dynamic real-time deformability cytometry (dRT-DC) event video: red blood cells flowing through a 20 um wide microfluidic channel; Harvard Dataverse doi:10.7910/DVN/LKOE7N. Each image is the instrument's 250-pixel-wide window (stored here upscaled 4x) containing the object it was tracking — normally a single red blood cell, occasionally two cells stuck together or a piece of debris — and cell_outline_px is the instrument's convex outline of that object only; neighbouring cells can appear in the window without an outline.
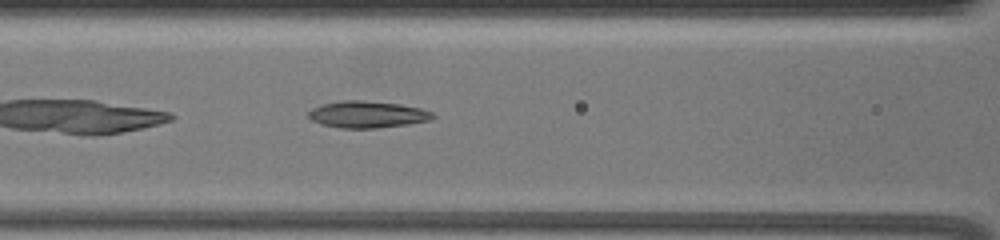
{"species": "common noctule bat (a hibernating species)", "species_latin": "Nyctalus noctula", "temperature_condition": "warm", "stored_images_in_passage": 40, "camera_frame_rate_fps": 3000, "um_per_image_px": 0.085, "animal": {"sex": "female", "body_mass_g": 19.5, "forearm_length_mm": 54.1}, "frame": {"image": 1, "passage_image": 7, "time_ms": 2.0, "image_size_px": [1000, 240], "cell_outline_px": [[436, 116], [432, 120], [408, 124], [376, 128], [340, 128], [320, 124], [312, 120], [308, 116], [308, 112], [312, 108], [324, 104], [340, 100], [360, 100], [400, 104], [420, 108], [432, 112]], "centroid_in_image_um": [31.23, 9.73], "position_along_channel_um": 135.4, "area_um2": 19.42}}
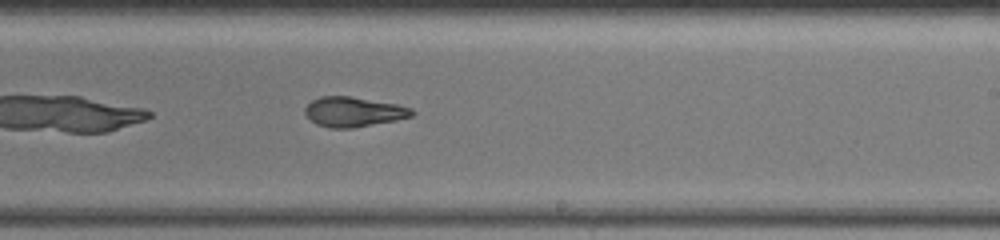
{"frame": {"image": 2, "passage_image": 18, "time_ms": 5.667, "image_size_px": [1000, 240], "cell_outline_px": [[416, 112], [412, 116], [396, 120], [352, 128], [328, 128], [316, 124], [304, 112], [304, 108], [312, 100], [320, 96], [348, 96], [396, 104], [412, 108]], "centroid_in_image_um": [30.05, 9.51], "position_along_channel_um": 259.0, "area_um2": 18.5}}
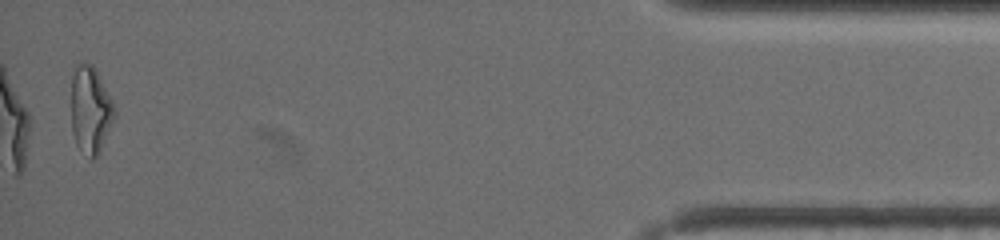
{"frame": {"image": 3, "passage_image": 39, "time_ms": 12.667, "image_size_px": [1000, 240], "cell_outline_px": [[116, 116], [100, 152], [92, 160], [76, 144], [72, 132], [72, 76], [76, 64], [92, 64], [96, 68], [112, 100], [116, 112]], "centroid_in_image_um": [7.71, 9.34], "position_along_channel_um": 427.5, "area_um2": 21.96}, "authors_computed_cell_mechanics": {"area_um2": 19.1029, "velocity_mm_per_s": 3.3766, "shape_relaxation_time_tau1_ms": 8.2567, "shape_relaxation_time_tau2_ms": 2.2189, "deformation_change_tau1": 0.2648, "deformation_change_tau2": 0.0856}}